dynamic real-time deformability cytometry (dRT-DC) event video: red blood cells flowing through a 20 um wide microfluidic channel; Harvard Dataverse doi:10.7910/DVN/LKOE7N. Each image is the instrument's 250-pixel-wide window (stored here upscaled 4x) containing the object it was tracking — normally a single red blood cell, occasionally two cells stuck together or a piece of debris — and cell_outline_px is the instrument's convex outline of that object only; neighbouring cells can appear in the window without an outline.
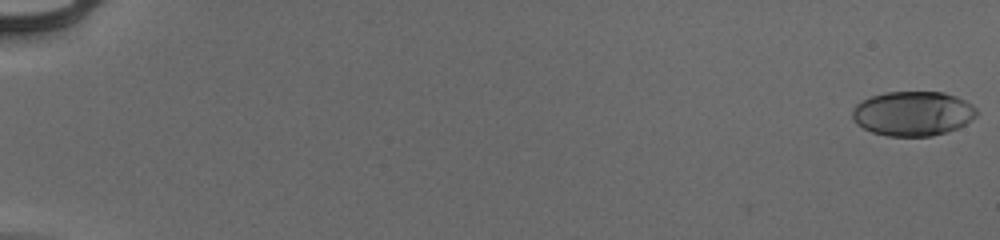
{"species": "human", "species_latin": "Homo sapiens", "temperature_condition": "cold", "stored_images_in_passage": 55, "camera_frame_rate_fps": 3000, "um_per_image_px": 0.085, "donor": {"sex": "male"}, "frame": {"image": 1, "passage_image": 1, "time_ms": 0.0, "image_size_px": [1000, 240], "cell_outline_px": [[976, 116], [972, 120], [948, 132], [932, 136], [888, 136], [872, 132], [856, 124], [852, 116], [852, 108], [856, 104], [872, 96], [884, 92], [944, 92], [956, 96], [972, 104], [976, 108]], "centroid_in_image_um": [77.59, 9.65], "position_along_channel_um": 7.4, "area_um2": 32.31}}
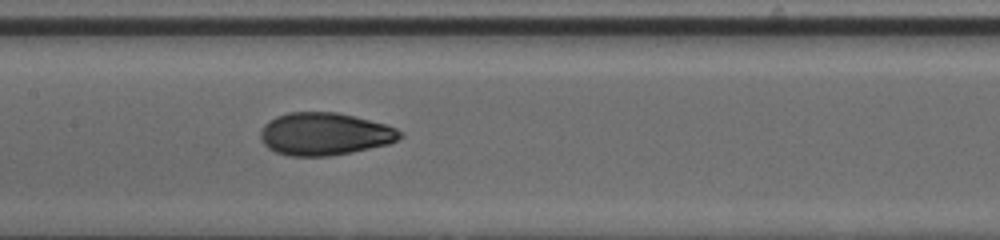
{"frame": {"image": 2, "passage_image": 30, "time_ms": 9.667, "image_size_px": [1000, 240], "cell_outline_px": [[404, 136], [388, 144], [352, 152], [328, 156], [288, 156], [276, 152], [268, 148], [264, 144], [260, 136], [260, 132], [264, 124], [268, 120], [276, 116], [288, 112], [336, 112], [384, 124], [396, 128], [404, 132]], "centroid_in_image_um": [27.58, 11.39], "position_along_channel_um": 179.8, "area_um2": 34.62}}
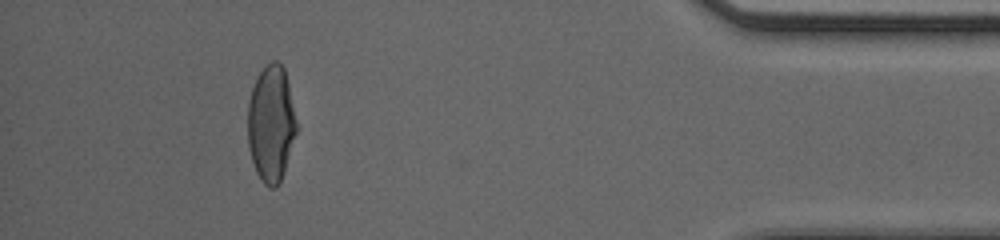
{"frame": {"image": 3, "passage_image": 51, "time_ms": 16.667, "image_size_px": [1000, 240], "cell_outline_px": [[300, 128], [280, 180], [276, 188], [268, 188], [264, 184], [256, 172], [252, 160], [248, 144], [248, 104], [252, 88], [260, 72], [272, 60], [276, 60], [284, 68]], "centroid_in_image_um": [23.08, 10.53], "position_along_channel_um": 412.1, "area_um2": 33.41}, "authors_computed_cell_mechanics": {"area_um2": 33.0616, "velocity_mm_per_s": 3.966, "shape_relaxation_time_tau1_ms": 4.9893, "shape_relaxation_time_tau2_ms": 0.9879, "deformation_change_tau1": 0.1958, "deformation_change_tau2": 0.0562}}